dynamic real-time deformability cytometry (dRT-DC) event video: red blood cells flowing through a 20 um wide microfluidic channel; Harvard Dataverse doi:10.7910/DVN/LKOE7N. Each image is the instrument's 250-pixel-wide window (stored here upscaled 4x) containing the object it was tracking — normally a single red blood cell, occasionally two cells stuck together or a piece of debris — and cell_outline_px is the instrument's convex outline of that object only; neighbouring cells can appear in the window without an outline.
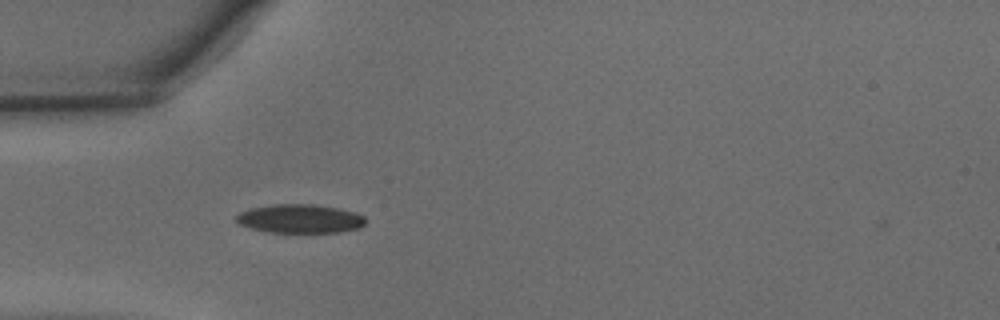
{"species": "common noctule bat (a hibernating species)", "species_latin": "Nyctalus noctula", "temperature_condition": "warm", "stored_images_in_passage": 36, "camera_frame_rate_fps": 3000, "um_per_image_px": 0.085, "animal": {"sex": "male", "body_mass_g": 15.6}, "frame": {"image": 1, "passage_image": 4, "time_ms": 1.0, "image_size_px": [1000, 320], "cell_outline_px": [[368, 220], [360, 228], [340, 232], [268, 232], [236, 224], [236, 216], [240, 212], [248, 208], [272, 204], [312, 204], [336, 208], [356, 212], [364, 216]], "centroid_in_image_um": [25.49, 18.58], "position_along_channel_um": 59.5, "area_um2": 21.85}}
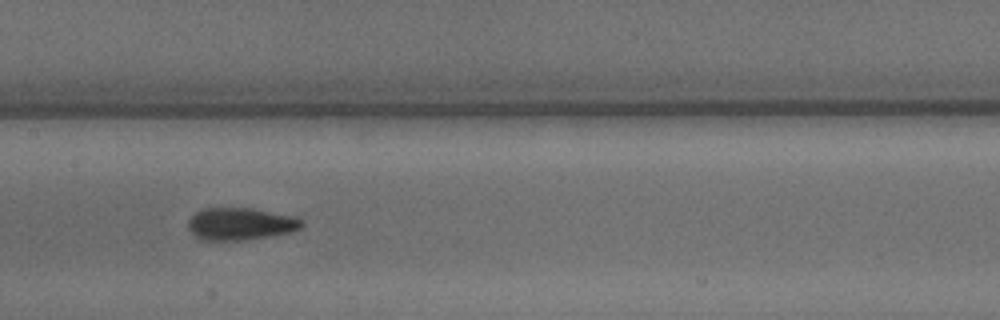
{"frame": {"image": 2, "passage_image": 13, "time_ms": 4.0, "image_size_px": [1000, 320], "cell_outline_px": [[304, 224], [300, 228], [288, 232], [268, 236], [240, 240], [200, 240], [188, 228], [188, 220], [196, 212], [204, 208], [252, 208], [296, 216], [304, 220]], "centroid_in_image_um": [20.45, 19.02], "position_along_channel_um": 187.0, "area_um2": 21.33}}
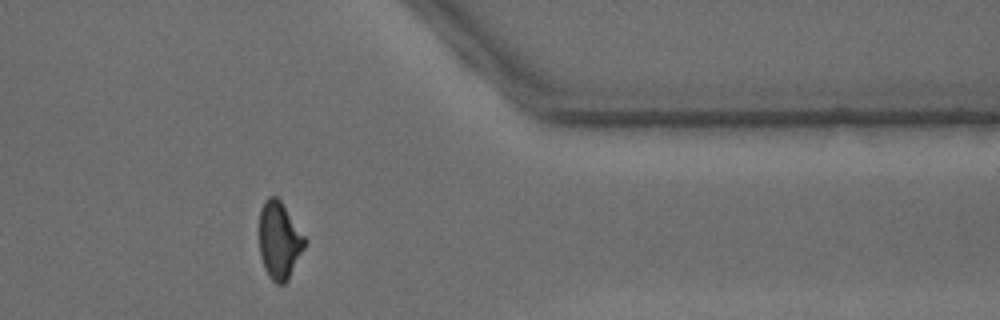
{"frame": {"image": 3, "passage_image": 28, "time_ms": 9.0, "image_size_px": [1000, 320], "cell_outline_px": [[308, 240], [288, 280], [284, 284], [276, 284], [268, 276], [264, 268], [260, 256], [260, 208], [264, 200], [268, 196], [276, 196], [280, 200]], "centroid_in_image_um": [23.74, 20.44], "position_along_channel_um": 387.7, "area_um2": 20.58}, "authors_computed_cell_mechanics": {"area_um2": 21.0392, "velocity_mm_per_s": 4.3329, "shape_relaxation_time_tau1_ms": 5.3713, "shape_relaxation_time_tau2_ms": 1.2295, "deformation_change_tau1": 0.1738, "deformation_change_tau2": 0.0656}}